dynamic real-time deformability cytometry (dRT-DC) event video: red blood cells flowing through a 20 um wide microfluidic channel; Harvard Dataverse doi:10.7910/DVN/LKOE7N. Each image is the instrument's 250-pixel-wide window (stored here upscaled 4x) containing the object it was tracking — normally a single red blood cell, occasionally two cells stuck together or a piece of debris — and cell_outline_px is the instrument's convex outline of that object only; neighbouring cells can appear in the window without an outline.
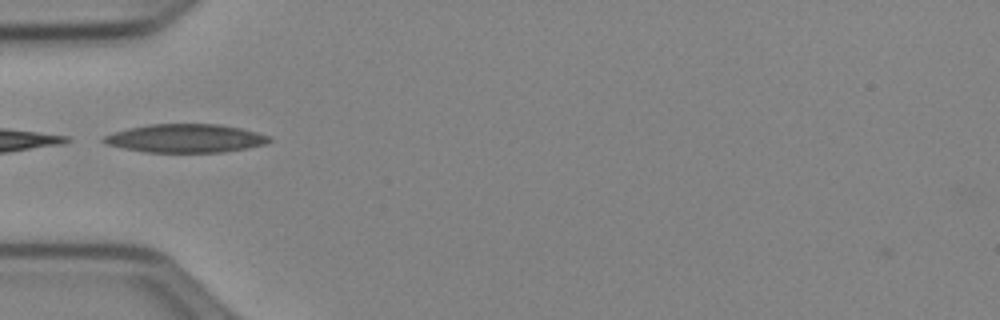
{"species": "Egyptian fruit bat (a non-hibernating species)", "species_latin": "Rousettus aegyptiacus", "temperature_condition": "cold", "stored_images_in_passage": 4, "camera_frame_rate_fps": 3000, "um_per_image_px": 0.085, "animal": {"sex": "female"}, "frame": {"image": 1, "passage_image": 1, "time_ms": 0.0, "image_size_px": [1000, 320], "cell_outline_px": [[272, 140], [264, 144], [248, 148], [224, 152], [144, 152], [104, 144], [100, 140], [104, 136], [112, 132], [128, 128], [148, 124], [220, 124], [240, 128], [272, 136]], "centroid_in_image_um": [15.75, 11.75], "position_along_channel_um": 69.2, "area_um2": 27.63}}